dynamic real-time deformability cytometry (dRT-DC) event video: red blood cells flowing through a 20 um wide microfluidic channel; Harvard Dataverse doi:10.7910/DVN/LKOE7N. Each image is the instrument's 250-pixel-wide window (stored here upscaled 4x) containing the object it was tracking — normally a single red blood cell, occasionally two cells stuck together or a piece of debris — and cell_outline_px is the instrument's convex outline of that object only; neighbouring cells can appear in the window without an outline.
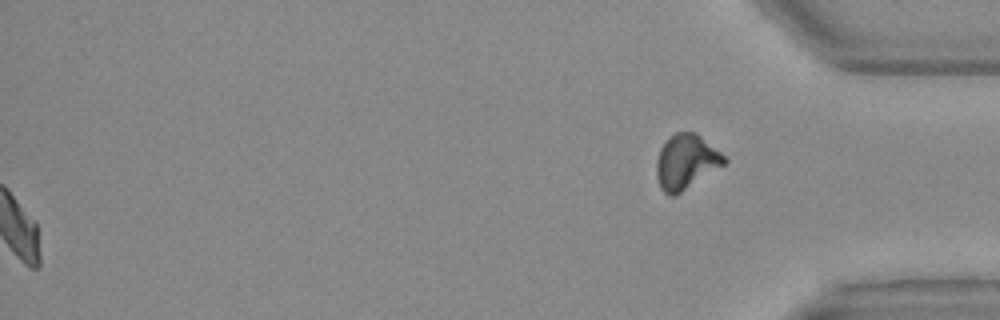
{"species": "Egyptian fruit bat (a non-hibernating species)", "species_latin": "Rousettus aegyptiacus", "temperature_condition": "warm", "stored_images_in_passage": 46, "segment_of_instrument_passage": [2, 2], "camera_frame_rate_fps": 3000, "um_per_image_px": 0.085, "animal": {"sex": "female"}, "frame": {"image": 1, "passage_image": 46, "time_ms": 15.0, "image_size_px": [1000, 320], "cell_outline_px": [[728, 160], [724, 164], [680, 192], [672, 196], [668, 196], [660, 188], [656, 176], [656, 160], [660, 148], [676, 132], [696, 132], [720, 152]], "centroid_in_image_um": [58.28, 13.75], "position_along_channel_um": 376.9, "area_um2": 21.15}}